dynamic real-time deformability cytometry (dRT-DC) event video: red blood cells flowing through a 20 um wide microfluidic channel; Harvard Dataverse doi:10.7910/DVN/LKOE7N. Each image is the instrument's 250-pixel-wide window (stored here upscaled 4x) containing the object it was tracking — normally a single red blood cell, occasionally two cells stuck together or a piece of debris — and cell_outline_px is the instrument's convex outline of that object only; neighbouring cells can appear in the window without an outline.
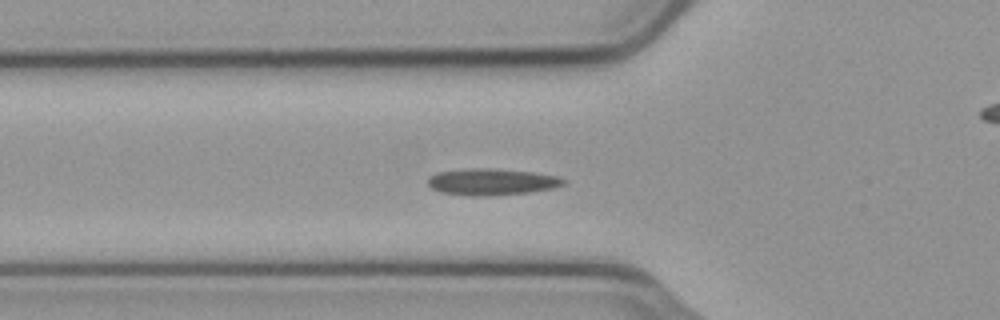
{"species": "common noctule bat (a hibernating species)", "species_latin": "Nyctalus noctula", "temperature_condition": "cold", "stored_images_in_passage": 39, "camera_frame_rate_fps": 3000, "um_per_image_px": 0.085, "animal": {"sex": "male", "body_mass_g": 23.1, "forearm_length_mm": 52.7}, "frame": {"image": 1, "passage_image": 2, "time_ms": 0.333, "image_size_px": [1000, 320], "cell_outline_px": [[568, 180], [564, 184], [552, 188], [528, 192], [488, 196], [472, 196], [440, 192], [432, 188], [428, 184], [428, 176], [436, 172], [472, 168], [488, 168], [532, 172], [560, 176]], "centroid_in_image_um": [41.79, 15.45], "position_along_channel_um": 84.0, "area_um2": 21.04}}
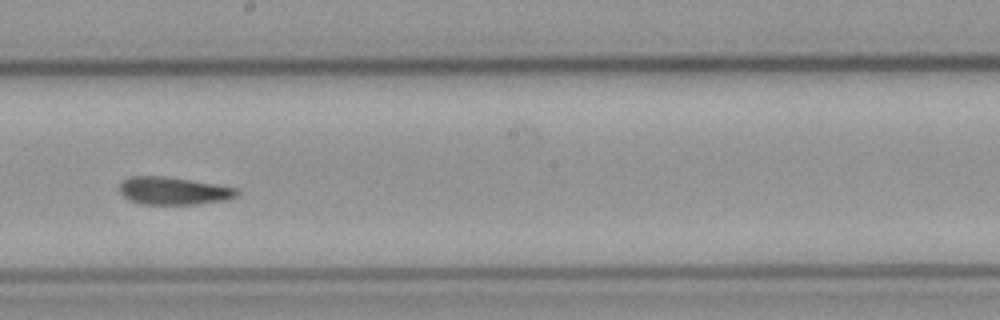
{"frame": {"image": 2, "passage_image": 14, "time_ms": 4.333, "image_size_px": [1000, 320], "cell_outline_px": [[240, 192], [236, 196], [224, 200], [196, 204], [140, 204], [128, 200], [120, 192], [120, 184], [124, 180], [132, 176], [164, 176], [240, 188]], "centroid_in_image_um": [14.76, 16.22], "position_along_channel_um": 233.4, "area_um2": 18.84}}
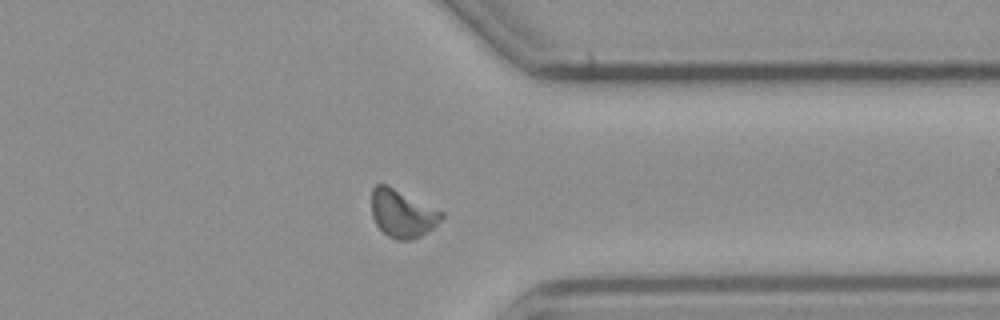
{"frame": {"image": 3, "passage_image": 26, "time_ms": 8.333, "image_size_px": [1000, 320], "cell_outline_px": [[444, 216], [432, 228], [420, 236], [412, 240], [396, 240], [388, 236], [376, 224], [372, 216], [372, 188], [376, 184], [384, 184], [444, 212]], "centroid_in_image_um": [34.18, 18.17], "position_along_channel_um": 377.2, "area_um2": 19.07}, "authors_computed_cell_mechanics": {"area_um2": 18.8428, "velocity_mm_per_s": 3.7193, "shape_relaxation_time_tau1_ms": 10.3939, "shape_relaxation_time_tau2_ms": 2.2288, "deformation_change_tau1": 0.1976, "deformation_change_tau2": 0.0642}}